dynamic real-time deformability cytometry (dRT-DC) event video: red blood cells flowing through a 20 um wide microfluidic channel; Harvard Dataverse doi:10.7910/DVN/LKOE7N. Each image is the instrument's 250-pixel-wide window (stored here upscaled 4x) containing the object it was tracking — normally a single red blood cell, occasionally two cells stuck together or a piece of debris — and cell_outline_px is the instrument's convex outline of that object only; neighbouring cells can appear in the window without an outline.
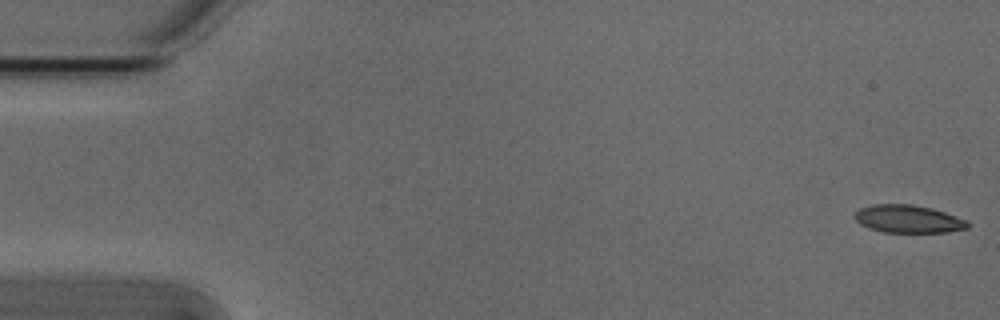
{"species": "Egyptian fruit bat (a non-hibernating species)", "species_latin": "Rousettus aegyptiacus", "temperature_condition": "cold", "stored_images_in_passage": 53, "camera_frame_rate_fps": 3000, "um_per_image_px": 0.085, "animal": {"sex": "male"}, "frame": {"image": 1, "passage_image": 1, "time_ms": 0.0, "image_size_px": [1000, 320], "cell_outline_px": [[972, 224], [968, 228], [948, 232], [884, 232], [860, 224], [852, 216], [860, 208], [872, 204], [912, 204], [932, 208], [968, 220]], "centroid_in_image_um": [77.23, 18.6], "position_along_channel_um": 7.8, "area_um2": 18.38}}
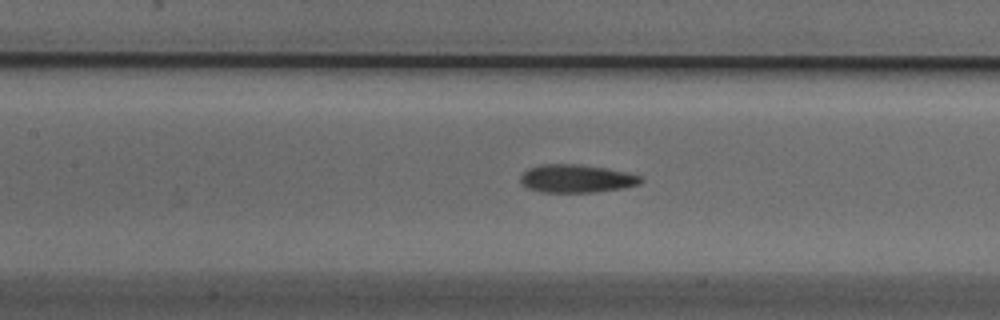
{"frame": {"image": 2, "passage_image": 24, "time_ms": 7.667, "image_size_px": [1000, 320], "cell_outline_px": [[644, 180], [640, 184], [624, 188], [596, 192], [540, 192], [528, 188], [520, 184], [520, 176], [528, 168], [540, 164], [580, 164], [628, 172], [640, 176]], "centroid_in_image_um": [48.99, 15.18], "position_along_channel_um": 158.4, "area_um2": 19.88}}
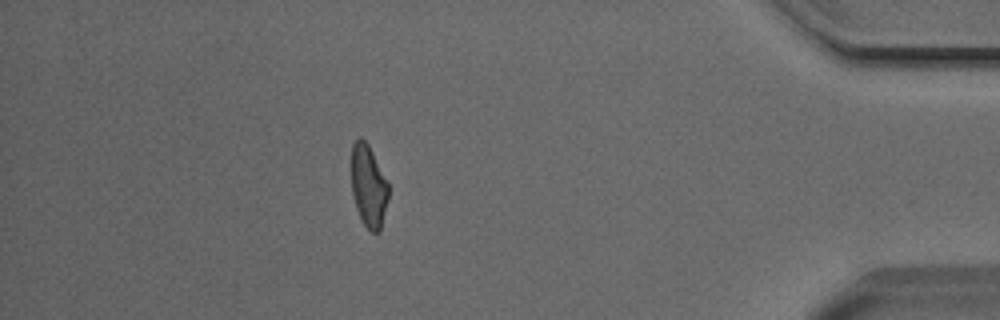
{"frame": {"image": 3, "passage_image": 47, "time_ms": 15.333, "image_size_px": [1000, 320], "cell_outline_px": [[388, 200], [380, 232], [372, 232], [364, 224], [356, 208], [352, 192], [352, 144], [360, 136], [368, 144], [388, 180]], "centroid_in_image_um": [31.34, 15.8], "position_along_channel_um": 403.9, "area_um2": 17.74}, "authors_computed_cell_mechanics": {"area_um2": 19.1318, "velocity_mm_per_s": 3.8331, "shape_relaxation_time_tau1_ms": 3.7966, "shape_relaxation_time_tau2_ms": 3.3699, "deformation_change_tau1": 0.1365, "deformation_change_tau2": 0.1208}}